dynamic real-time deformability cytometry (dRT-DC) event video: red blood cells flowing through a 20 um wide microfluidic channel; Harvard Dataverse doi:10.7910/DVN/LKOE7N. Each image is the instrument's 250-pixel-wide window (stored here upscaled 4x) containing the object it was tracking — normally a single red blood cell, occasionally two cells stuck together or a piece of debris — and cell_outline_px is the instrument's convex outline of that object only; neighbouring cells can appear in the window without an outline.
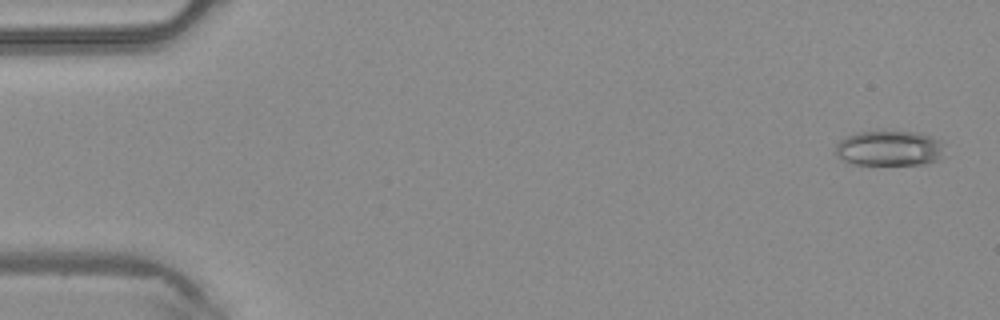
{"species": "common noctule bat (a hibernating species)", "species_latin": "Nyctalus noctula", "temperature_condition": "warm", "stored_images_in_passage": 4, "camera_frame_rate_fps": 3000, "um_per_image_px": 0.085, "animal": {"sex": "male", "body_mass_g": 20.4}, "frame": {"image": 1, "passage_image": 1, "time_ms": 0.0, "image_size_px": [1000, 320], "cell_outline_px": [[944, 144], [940, 156], [936, 160], [924, 164], [856, 164], [844, 160], [836, 156], [836, 144], [840, 140], [848, 136], [860, 132], [920, 132], [940, 140]], "centroid_in_image_um": [75.59, 12.6], "position_along_channel_um": 9.4, "area_um2": 22.02}}
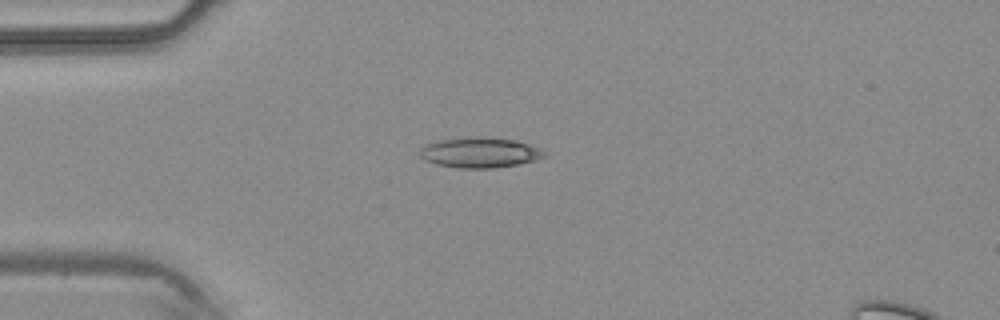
{"frame": {"image": 2, "passage_image": 4, "time_ms": 1.0, "image_size_px": [1000, 320], "cell_outline_px": [[548, 156], [536, 160], [516, 164], [492, 168], [456, 168], [436, 164], [424, 160], [420, 156], [420, 148], [428, 144], [440, 140], [476, 136], [480, 136], [516, 140], [540, 148], [548, 152]], "centroid_in_image_um": [40.82, 12.97], "position_along_channel_um": 44.2, "area_um2": 22.08}}